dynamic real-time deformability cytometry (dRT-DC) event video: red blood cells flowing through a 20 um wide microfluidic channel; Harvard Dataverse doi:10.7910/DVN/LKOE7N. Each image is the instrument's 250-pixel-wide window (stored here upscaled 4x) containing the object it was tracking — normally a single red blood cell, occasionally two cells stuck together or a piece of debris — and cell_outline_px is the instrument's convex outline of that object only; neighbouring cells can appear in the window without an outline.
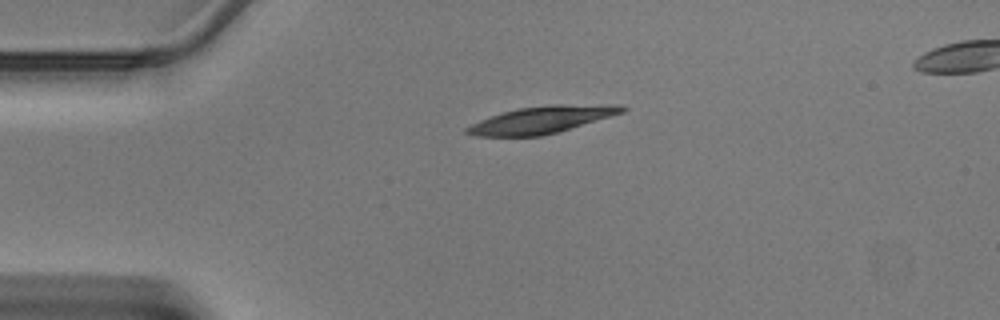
{"species": "Egyptian fruit bat (a non-hibernating species)", "species_latin": "Rousettus aegyptiacus", "temperature_condition": "warm", "stored_images_in_passage": 36, "camera_frame_rate_fps": 3000, "um_per_image_px": 0.085, "animal": {"sex": "male"}, "frame": {"image": 1, "passage_image": 1, "time_ms": 0.0, "image_size_px": [1000, 320], "cell_outline_px": [[628, 108], [624, 112], [556, 132], [540, 136], [476, 136], [464, 132], [464, 128], [480, 120], [500, 112], [516, 108], [552, 104], [620, 104]], "centroid_in_image_um": [46.04, 10.15], "position_along_channel_um": 39.0, "area_um2": 24.51}}
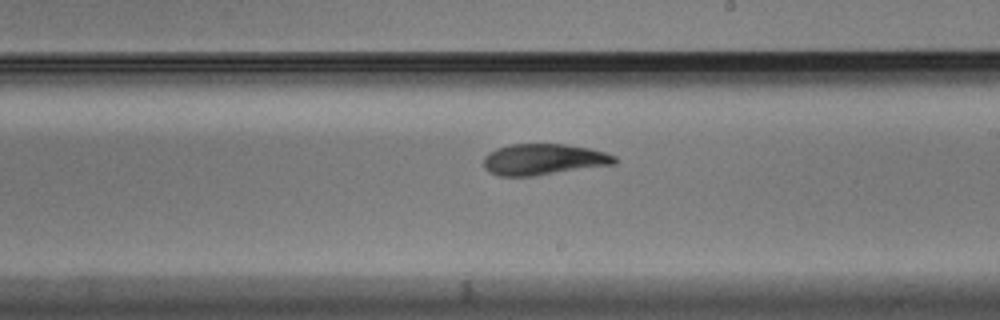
{"frame": {"image": 2, "passage_image": 17, "time_ms": 5.333, "image_size_px": [1000, 320], "cell_outline_px": [[616, 164], [532, 176], [500, 176], [484, 168], [484, 156], [488, 152], [496, 148], [508, 144], [564, 144], [588, 148], [604, 152], [616, 156]], "centroid_in_image_um": [46.18, 13.54], "position_along_channel_um": 242.8, "area_um2": 23.7}}
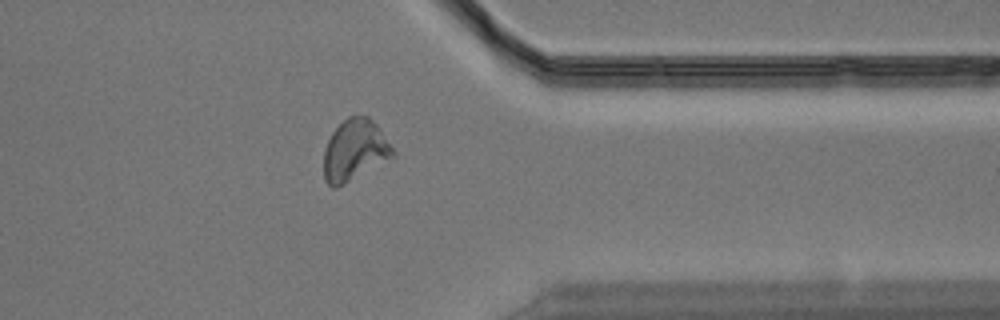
{"frame": {"image": 3, "passage_image": 27, "time_ms": 8.667, "image_size_px": [1000, 320], "cell_outline_px": [[396, 156], [344, 184], [336, 188], [332, 188], [324, 180], [324, 148], [332, 132], [348, 116], [368, 116], [376, 124], [396, 152]], "centroid_in_image_um": [30.15, 12.79], "position_along_channel_um": 381.2, "area_um2": 24.62}}